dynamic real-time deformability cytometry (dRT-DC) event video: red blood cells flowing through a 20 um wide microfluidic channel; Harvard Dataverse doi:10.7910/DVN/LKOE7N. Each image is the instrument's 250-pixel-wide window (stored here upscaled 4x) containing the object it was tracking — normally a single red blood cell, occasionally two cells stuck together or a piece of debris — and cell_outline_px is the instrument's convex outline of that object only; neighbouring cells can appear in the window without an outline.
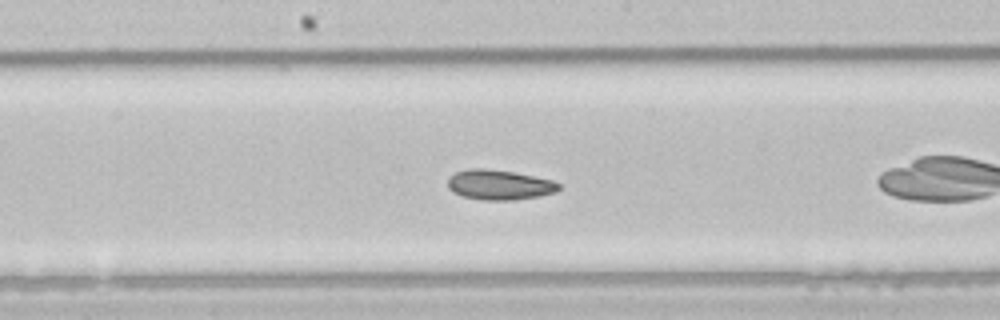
{"species": "common noctule bat (a hibernating species)", "species_latin": "Nyctalus noctula", "temperature_condition": "room temperature", "stored_images_in_passage": 37, "camera_frame_rate_fps": 3000, "um_per_image_px": 0.085, "animal": {"sex": "male", "body_mass_g": 21.5, "forearm_length_mm": 52.0}, "frame": {"image": 1, "passage_image": 11, "time_ms": 3.333, "image_size_px": [1000, 320], "cell_outline_px": [[560, 188], [556, 192], [540, 196], [512, 200], [484, 200], [464, 196], [452, 192], [448, 188], [448, 180], [456, 172], [468, 168], [484, 168], [512, 172], [552, 180], [560, 184]], "centroid_in_image_um": [42.44, 15.71], "position_along_channel_um": 205.8, "area_um2": 19.25}, "authors_computed_cell_mechanics": {"area_um2": 19.7098, "velocity_mm_per_s": 3.9342, "shape_relaxation_time_tau1_ms": 6.7818, "shape_relaxation_time_tau2_ms": 1.3825, "deformation_change_tau1": 0.1142, "deformation_change_tau2": 0.0461}}